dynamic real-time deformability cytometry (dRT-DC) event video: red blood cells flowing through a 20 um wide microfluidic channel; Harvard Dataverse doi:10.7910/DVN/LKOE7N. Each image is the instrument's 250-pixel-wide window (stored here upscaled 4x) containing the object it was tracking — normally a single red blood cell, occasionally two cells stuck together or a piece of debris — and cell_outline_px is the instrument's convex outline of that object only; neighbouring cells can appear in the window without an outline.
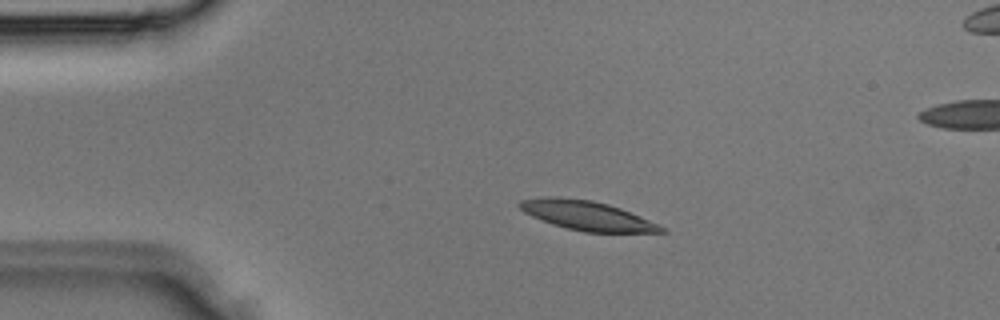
{"species": "Egyptian fruit bat (a non-hibernating species)", "species_latin": "Rousettus aegyptiacus", "temperature_condition": "room temperature", "stored_images_in_passage": 22, "camera_frame_rate_fps": 3000, "um_per_image_px": 0.085, "animal": {"sex": "male"}, "frame": {"image": 1, "passage_image": 7, "time_ms": 2.0, "image_size_px": [1000, 320], "cell_outline_px": [[668, 232], [584, 232], [552, 224], [532, 216], [524, 212], [516, 204], [520, 200], [548, 196], [552, 196], [592, 200], [608, 204], [620, 208], [640, 216], [668, 228]], "centroid_in_image_um": [49.9, 18.32], "position_along_channel_um": 35.1, "area_um2": 24.16}}
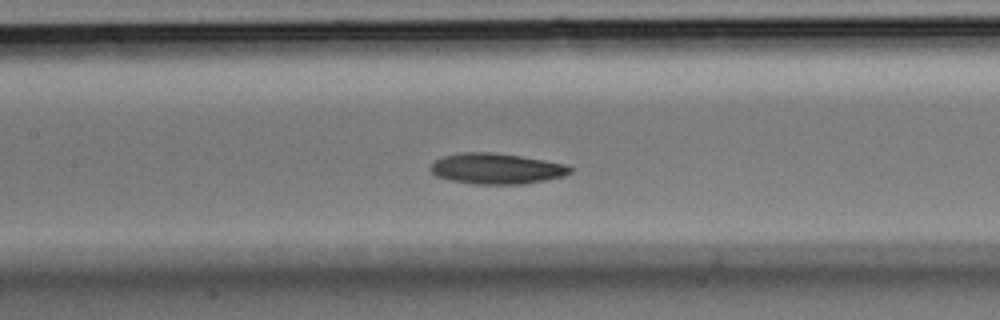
{"frame": {"image": 2, "passage_image": 16, "time_ms": 5.0, "image_size_px": [1000, 320], "cell_outline_px": [[572, 172], [564, 176], [524, 184], [476, 184], [452, 180], [436, 176], [428, 168], [436, 160], [444, 156], [460, 152], [492, 152], [520, 156], [568, 164], [572, 168]], "centroid_in_image_um": [42.22, 14.33], "position_along_channel_um": 165.2, "area_um2": 24.97}}
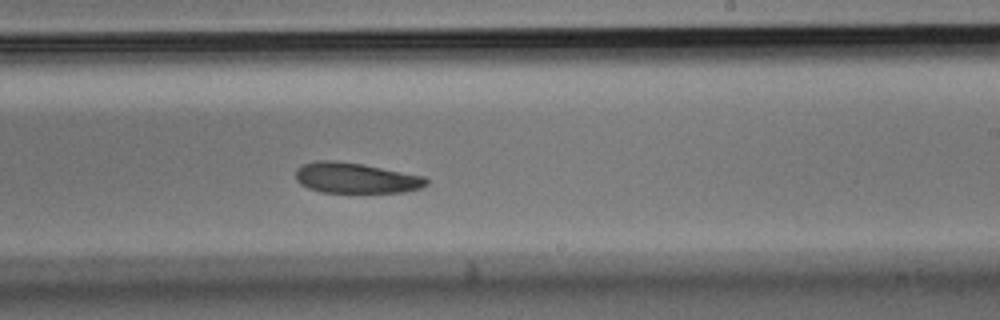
{"frame": {"image": 3, "passage_image": 21, "time_ms": 6.667, "image_size_px": [1000, 320], "cell_outline_px": [[428, 184], [420, 188], [404, 192], [320, 192], [308, 188], [300, 184], [296, 180], [296, 168], [300, 164], [316, 160], [336, 160], [364, 164], [424, 176], [428, 180]], "centroid_in_image_um": [30.2, 15.11], "position_along_channel_um": 258.8, "area_um2": 23.47}}